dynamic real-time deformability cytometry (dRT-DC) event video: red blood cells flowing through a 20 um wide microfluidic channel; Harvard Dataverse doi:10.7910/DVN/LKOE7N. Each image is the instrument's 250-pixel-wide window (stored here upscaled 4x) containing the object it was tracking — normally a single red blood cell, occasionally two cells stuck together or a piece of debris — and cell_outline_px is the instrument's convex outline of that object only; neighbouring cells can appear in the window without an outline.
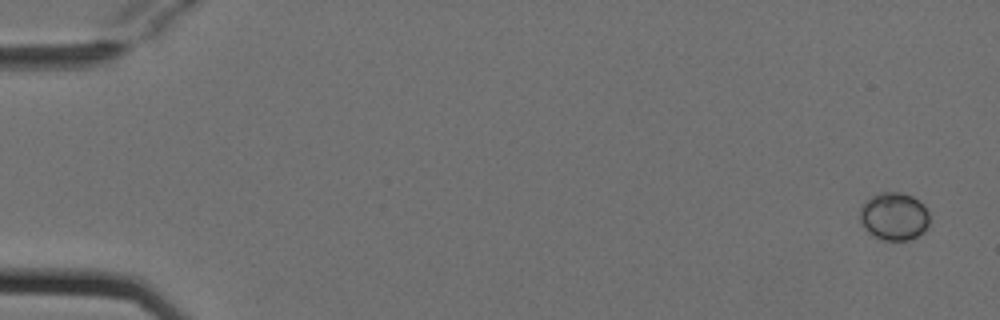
{"species": "Egyptian fruit bat (a non-hibernating species)", "species_latin": "Rousettus aegyptiacus", "temperature_condition": "cold", "stored_images_in_passage": 6, "camera_frame_rate_fps": 3000, "um_per_image_px": 0.085, "animal": {"sex": "female"}, "frame": {"image": 1, "passage_image": 1, "time_ms": 0.0, "image_size_px": [1000, 320], "cell_outline_px": [[928, 224], [924, 232], [908, 240], [884, 240], [868, 232], [864, 228], [860, 220], [860, 208], [872, 196], [880, 192], [900, 192], [912, 196], [924, 204], [928, 212]], "centroid_in_image_um": [76.0, 18.38], "position_along_channel_um": 9.0, "area_um2": 19.25}}